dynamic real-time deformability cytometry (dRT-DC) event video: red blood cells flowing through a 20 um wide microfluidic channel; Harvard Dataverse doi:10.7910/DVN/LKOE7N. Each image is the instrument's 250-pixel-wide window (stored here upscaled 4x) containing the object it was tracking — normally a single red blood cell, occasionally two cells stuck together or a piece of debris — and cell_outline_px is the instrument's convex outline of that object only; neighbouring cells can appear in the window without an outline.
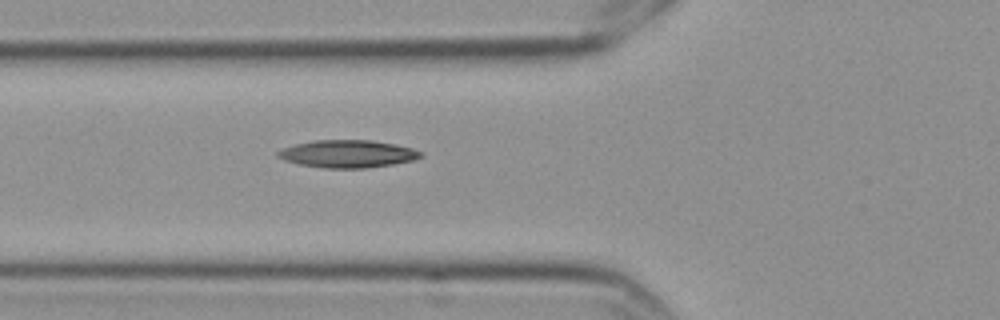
{"species": "Egyptian fruit bat (a non-hibernating species)", "species_latin": "Rousettus aegyptiacus", "temperature_condition": "cold", "stored_images_in_passage": 2, "camera_frame_rate_fps": 3000, "um_per_image_px": 0.085, "frame": {"image": 1, "passage_image": 2, "time_ms": 0.333, "image_size_px": [1000, 320], "cell_outline_px": [[424, 156], [412, 160], [392, 164], [364, 168], [324, 168], [300, 164], [284, 160], [276, 156], [276, 152], [284, 148], [296, 144], [312, 140], [372, 140], [396, 144], [412, 148], [424, 152]], "centroid_in_image_um": [29.57, 13.07], "position_along_channel_um": 96.2, "area_um2": 22.95}}